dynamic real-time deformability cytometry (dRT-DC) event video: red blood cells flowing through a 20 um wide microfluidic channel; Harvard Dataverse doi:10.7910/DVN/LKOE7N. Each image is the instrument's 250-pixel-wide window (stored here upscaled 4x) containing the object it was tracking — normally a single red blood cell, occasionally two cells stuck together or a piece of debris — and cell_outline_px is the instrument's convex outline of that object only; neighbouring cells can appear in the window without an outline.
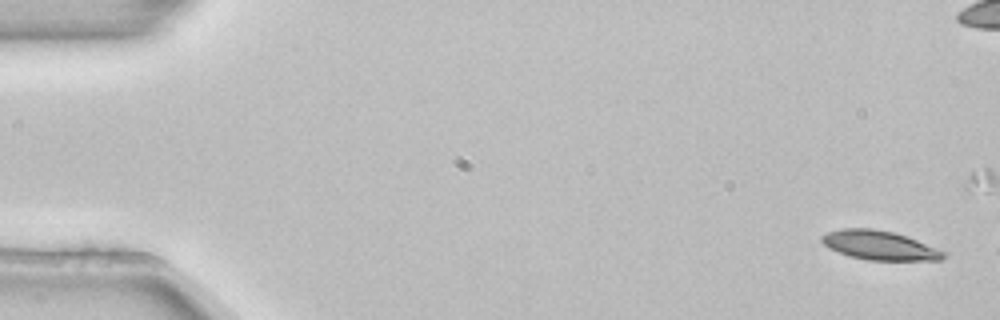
{"species": "common noctule bat (a hibernating species)", "species_latin": "Nyctalus noctula", "temperature_condition": "room temperature", "stored_images_in_passage": 3, "camera_frame_rate_fps": 3000, "um_per_image_px": 0.085, "animal": {"sex": "female", "body_mass_g": 22.7, "forearm_length_mm": 54.2}, "frame": {"image": 1, "passage_image": 1, "time_ms": 0.0, "image_size_px": [1000, 320], "cell_outline_px": [[948, 252], [940, 260], [868, 260], [848, 256], [828, 248], [820, 240], [820, 236], [828, 232], [844, 228], [872, 228], [896, 232], [908, 236]], "centroid_in_image_um": [74.77, 20.84], "position_along_channel_um": 10.2, "area_um2": 20.92}}